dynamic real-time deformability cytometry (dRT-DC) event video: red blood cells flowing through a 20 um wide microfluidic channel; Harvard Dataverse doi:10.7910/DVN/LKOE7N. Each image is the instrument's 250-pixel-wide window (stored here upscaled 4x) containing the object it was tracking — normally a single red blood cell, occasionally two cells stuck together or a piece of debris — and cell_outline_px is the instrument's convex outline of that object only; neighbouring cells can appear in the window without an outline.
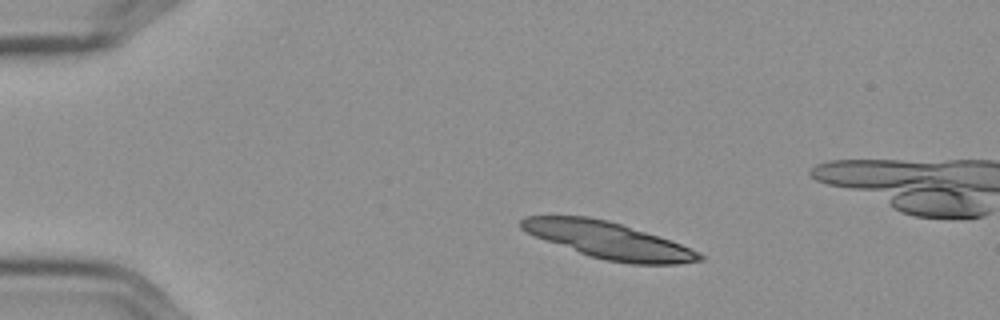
{"species": "Egyptian fruit bat (a non-hibernating species)", "species_latin": "Rousettus aegyptiacus", "temperature_condition": "cold", "stored_images_in_passage": 27, "camera_frame_rate_fps": 3000, "um_per_image_px": 0.085, "frame": {"image": 1, "passage_image": 1, "time_ms": 0.0, "image_size_px": [1000, 320], "cell_outline_px": [[704, 260], [676, 264], [632, 264], [604, 260], [588, 256], [524, 232], [520, 228], [520, 220], [524, 216], [588, 216], [608, 220], [680, 244], [700, 252], [704, 256]], "centroid_in_image_um": [51.68, 20.43], "position_along_channel_um": 33.3, "area_um2": 37.69}}
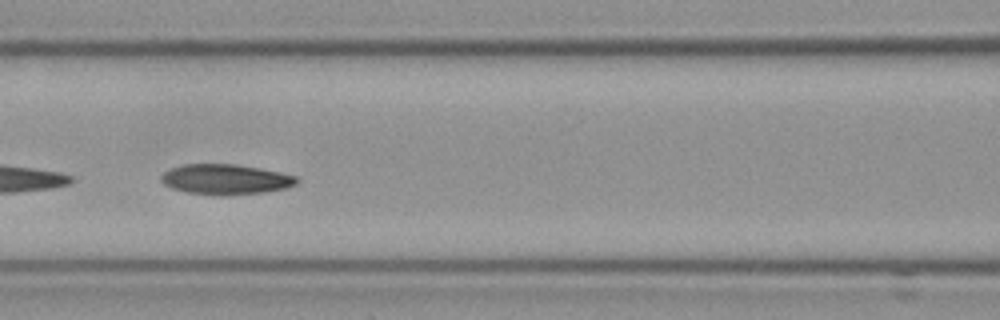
{"frame": {"image": 2, "passage_image": 16, "time_ms": 5.0, "image_size_px": [1000, 320], "cell_outline_px": [[300, 180], [296, 184], [288, 188], [264, 192], [228, 196], [216, 196], [184, 192], [172, 188], [164, 184], [160, 180], [160, 176], [164, 172], [172, 168], [184, 164], [232, 164], [260, 168], [280, 172], [296, 176]], "centroid_in_image_um": [19.18, 15.26], "position_along_channel_um": 147.4, "area_um2": 24.22}}